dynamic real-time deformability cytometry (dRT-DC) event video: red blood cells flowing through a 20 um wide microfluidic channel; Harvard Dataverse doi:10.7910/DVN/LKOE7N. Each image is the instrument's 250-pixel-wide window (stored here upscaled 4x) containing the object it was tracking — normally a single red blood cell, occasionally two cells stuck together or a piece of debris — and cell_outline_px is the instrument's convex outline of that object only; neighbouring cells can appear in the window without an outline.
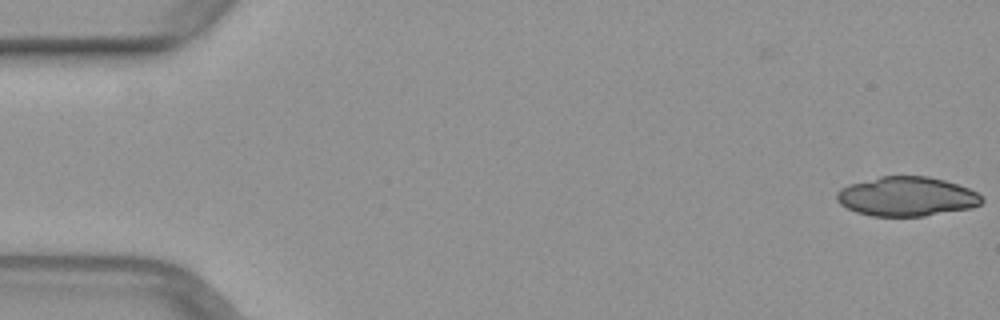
{"species": "common noctule bat (a hibernating species)", "species_latin": "Nyctalus noctula", "temperature_condition": "warm", "stored_images_in_passage": 42, "camera_frame_rate_fps": 3000, "um_per_image_px": 0.085, "animal": {"sex": "female", "body_mass_g": 29.2, "forearm_length_mm": 56.3}, "frame": {"image": 1, "passage_image": 1, "time_ms": 0.0, "image_size_px": [1000, 320], "cell_outline_px": [[984, 200], [980, 204], [972, 208], [924, 216], [872, 216], [856, 212], [840, 204], [836, 200], [836, 192], [840, 188], [848, 184], [880, 176], [928, 176], [944, 180], [968, 188], [976, 192]], "centroid_in_image_um": [77.04, 16.7], "position_along_channel_um": 8.0, "area_um2": 33.35}}
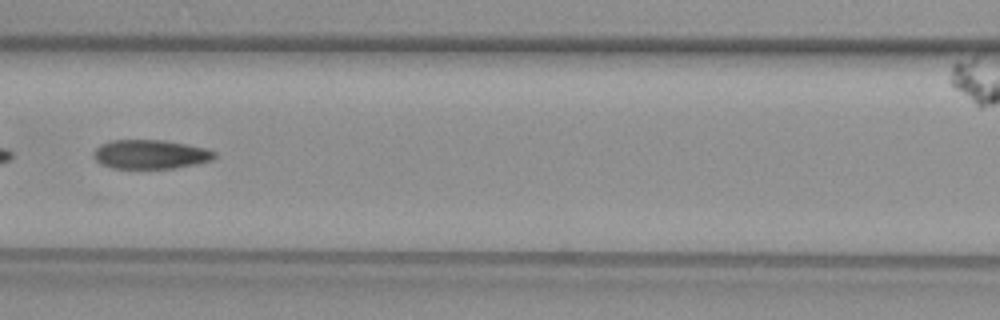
{"frame": {"image": 2, "passage_image": 23, "time_ms": 7.333, "image_size_px": [1000, 320], "cell_outline_px": [[216, 156], [212, 160], [196, 164], [176, 168], [112, 168], [100, 164], [92, 156], [92, 152], [100, 144], [112, 140], [164, 140], [204, 148], [216, 152]], "centroid_in_image_um": [12.75, 13.12], "position_along_channel_um": 153.9, "area_um2": 20.52}}
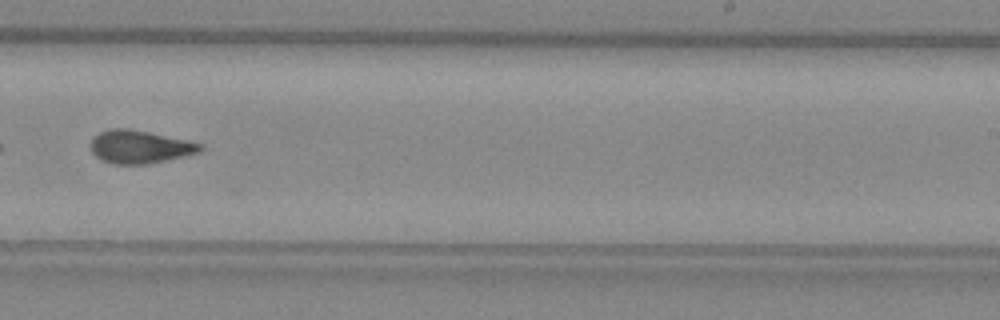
{"frame": {"image": 3, "passage_image": 32, "time_ms": 10.333, "image_size_px": [1000, 320], "cell_outline_px": [[204, 148], [200, 152], [168, 160], [148, 164], [112, 164], [96, 156], [92, 152], [92, 140], [100, 132], [108, 128], [128, 128], [188, 140], [204, 144]], "centroid_in_image_um": [11.93, 12.48], "position_along_channel_um": 277.1, "area_um2": 21.04}}